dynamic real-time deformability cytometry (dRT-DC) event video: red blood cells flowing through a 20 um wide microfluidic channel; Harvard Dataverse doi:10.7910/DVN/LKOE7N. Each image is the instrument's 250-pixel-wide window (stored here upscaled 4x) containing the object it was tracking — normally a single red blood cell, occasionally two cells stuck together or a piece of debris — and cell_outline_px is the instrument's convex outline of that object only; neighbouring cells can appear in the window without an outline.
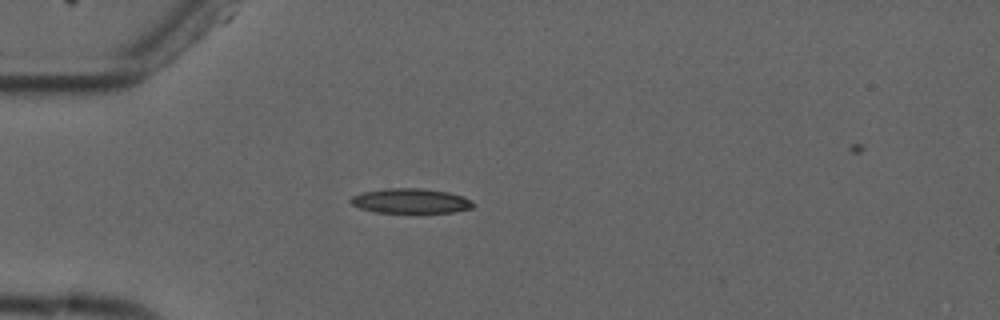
{"species": "common noctule bat (a hibernating species)", "species_latin": "Nyctalus noctula", "temperature_condition": "cold", "stored_images_in_passage": 5, "camera_frame_rate_fps": 3000, "um_per_image_px": 0.085, "animal": {"sex": "male", "forearm_length_mm": 52.5}, "frame": {"image": 1, "passage_image": 3, "time_ms": 2.667, "image_size_px": [1000, 320], "cell_outline_px": [[476, 204], [472, 208], [452, 212], [376, 212], [360, 208], [352, 204], [348, 200], [352, 196], [364, 192], [384, 188], [420, 188], [448, 192], [464, 196], [472, 200]], "centroid_in_image_um": [34.93, 17.07], "position_along_channel_um": 50.1, "area_um2": 17.69}}